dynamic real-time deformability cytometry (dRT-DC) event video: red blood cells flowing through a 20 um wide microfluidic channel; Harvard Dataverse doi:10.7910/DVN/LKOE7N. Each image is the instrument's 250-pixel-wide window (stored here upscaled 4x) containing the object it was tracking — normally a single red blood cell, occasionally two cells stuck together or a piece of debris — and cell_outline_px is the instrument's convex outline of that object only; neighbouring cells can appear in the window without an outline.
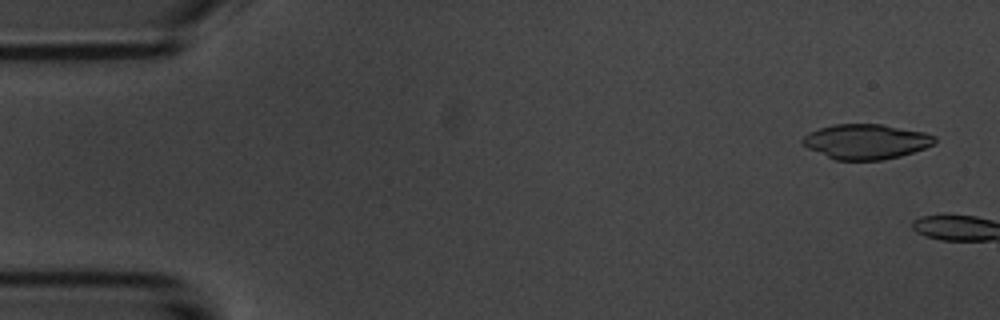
{"species": "common noctule bat (a hibernating species)", "species_latin": "Nyctalus noctula", "temperature_condition": "room temperature", "stored_images_in_passage": 14, "camera_frame_rate_fps": 3000, "um_per_image_px": 0.085, "animal": {"sex": "male", "body_mass_g": 20.1, "forearm_length_mm": 53.5}, "frame": {"image": 1, "passage_image": 3, "time_ms": 0.667, "image_size_px": [1000, 320], "cell_outline_px": [[936, 144], [900, 156], [880, 160], [836, 160], [808, 148], [800, 140], [808, 132], [832, 124], [880, 124], [924, 132], [936, 136]], "centroid_in_image_um": [73.62, 12.03], "position_along_channel_um": 11.4, "area_um2": 26.82}}